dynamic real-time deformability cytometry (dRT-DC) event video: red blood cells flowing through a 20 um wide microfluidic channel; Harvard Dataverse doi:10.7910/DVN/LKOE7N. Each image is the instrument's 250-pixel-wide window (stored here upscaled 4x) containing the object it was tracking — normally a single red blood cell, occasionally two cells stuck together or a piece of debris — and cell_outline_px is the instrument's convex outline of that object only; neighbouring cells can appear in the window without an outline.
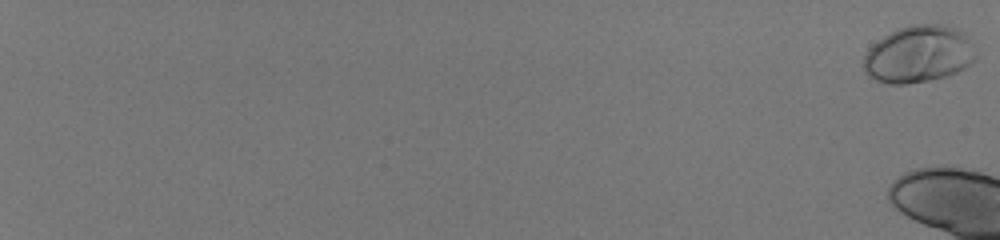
{"species": "human", "species_latin": "Homo sapiens", "temperature_condition": "room temperature", "stored_images_in_passage": 9, "camera_frame_rate_fps": 3000, "um_per_image_px": 0.085, "donor": {"sex": "male"}, "frame": {"image": 1, "passage_image": 1, "time_ms": 0.0, "image_size_px": [1000, 240], "cell_outline_px": [[976, 60], [972, 64], [948, 76], [908, 84], [888, 84], [876, 80], [868, 76], [864, 72], [864, 56], [868, 48], [876, 40], [896, 28], [908, 24], [944, 24], [956, 28], [964, 32], [976, 56]], "centroid_in_image_um": [78.05, 4.6], "position_along_channel_um": 7.0, "area_um2": 37.69}}